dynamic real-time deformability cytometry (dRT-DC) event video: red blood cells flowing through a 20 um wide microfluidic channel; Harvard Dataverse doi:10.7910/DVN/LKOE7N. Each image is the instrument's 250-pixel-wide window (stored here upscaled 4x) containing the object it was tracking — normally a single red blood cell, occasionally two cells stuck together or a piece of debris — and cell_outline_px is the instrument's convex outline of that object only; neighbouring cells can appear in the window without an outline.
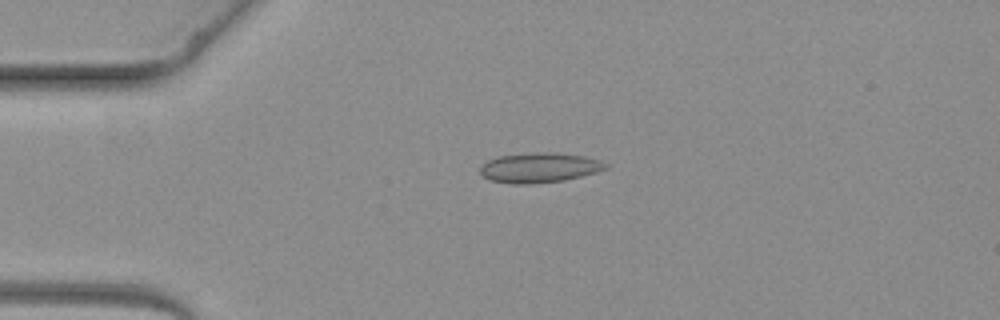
{"species": "common noctule bat (a hibernating species)", "species_latin": "Nyctalus noctula", "temperature_condition": "warm", "stored_images_in_passage": 4, "camera_frame_rate_fps": 3000, "um_per_image_px": 0.085, "animal": {"sex": "female", "body_mass_g": 19.3, "forearm_length_mm": 54.1}, "frame": {"image": 1, "passage_image": 3, "time_ms": 2.667, "image_size_px": [1000, 320], "cell_outline_px": [[608, 168], [596, 172], [564, 180], [532, 184], [512, 184], [488, 180], [480, 176], [480, 168], [488, 160], [496, 156], [536, 152], [556, 152], [584, 156], [608, 164]], "centroid_in_image_um": [45.79, 14.25], "position_along_channel_um": 39.2, "area_um2": 21.96}}